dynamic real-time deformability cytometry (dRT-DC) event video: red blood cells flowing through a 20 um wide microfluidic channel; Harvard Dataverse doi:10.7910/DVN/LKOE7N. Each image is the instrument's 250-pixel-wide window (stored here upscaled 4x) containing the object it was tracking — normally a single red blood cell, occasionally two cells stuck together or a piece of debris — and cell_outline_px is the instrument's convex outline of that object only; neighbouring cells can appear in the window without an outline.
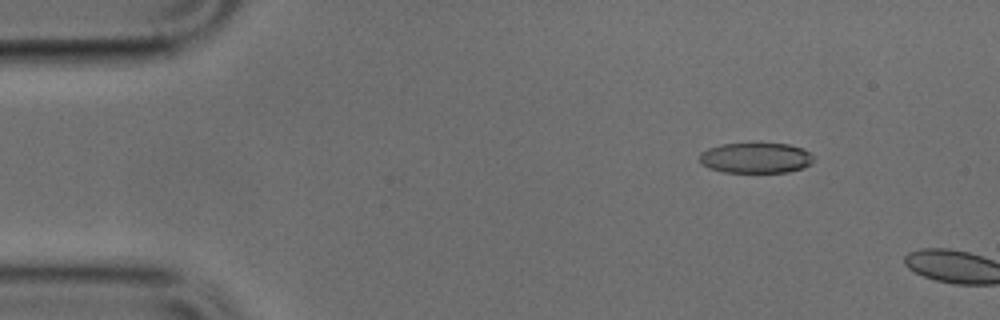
{"species": "common noctule bat (a hibernating species)", "species_latin": "Nyctalus noctula", "temperature_condition": "cold", "stored_images_in_passage": 6, "camera_frame_rate_fps": 3000, "um_per_image_px": 0.085, "animal": {"sex": "male", "body_mass_g": 17.9, "forearm_length_mm": 54.2}, "frame": {"image": 1, "passage_image": 4, "time_ms": 1.0, "image_size_px": [1000, 320], "cell_outline_px": [[812, 164], [804, 168], [788, 172], [724, 172], [708, 168], [700, 164], [700, 152], [708, 148], [720, 144], [788, 144], [804, 148], [812, 156]], "centroid_in_image_um": [64.22, 13.43], "position_along_channel_um": 20.8, "area_um2": 20.29}}